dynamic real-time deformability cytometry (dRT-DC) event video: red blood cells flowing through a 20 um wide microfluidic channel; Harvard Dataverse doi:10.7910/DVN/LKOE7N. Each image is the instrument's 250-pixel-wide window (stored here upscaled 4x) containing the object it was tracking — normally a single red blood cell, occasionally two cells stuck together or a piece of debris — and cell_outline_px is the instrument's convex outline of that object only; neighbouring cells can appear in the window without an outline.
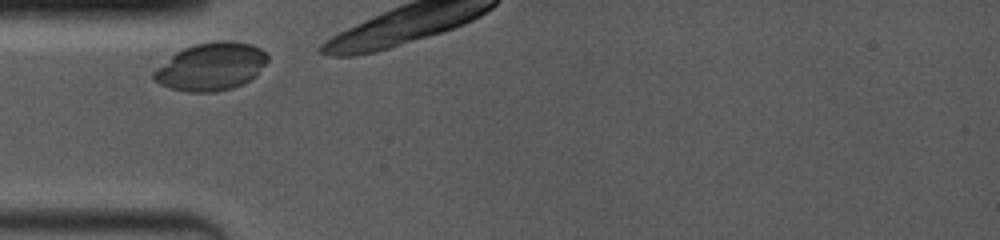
{"species": "common noctule bat (a hibernating species)", "species_latin": "Nyctalus noctula", "temperature_condition": "room temperature", "stored_images_in_passage": 4, "camera_frame_rate_fps": 4000, "um_per_image_px": 0.085, "animal": {"sex": "female", "body_mass_g": 19.0, "forearm_length_mm": 53.3}, "frame": {"image": 1, "passage_image": 1, "time_ms": 0.0, "image_size_px": [1000, 240], "cell_outline_px": [[268, 60], [256, 76], [244, 84], [232, 88], [216, 92], [188, 92], [172, 88], [160, 84], [152, 80], [152, 72], [156, 68], [176, 52], [184, 48], [196, 44], [220, 40], [252, 44], [260, 48], [268, 56]], "centroid_in_image_um": [17.94, 5.67], "position_along_channel_um": 67.1, "area_um2": 31.67}}